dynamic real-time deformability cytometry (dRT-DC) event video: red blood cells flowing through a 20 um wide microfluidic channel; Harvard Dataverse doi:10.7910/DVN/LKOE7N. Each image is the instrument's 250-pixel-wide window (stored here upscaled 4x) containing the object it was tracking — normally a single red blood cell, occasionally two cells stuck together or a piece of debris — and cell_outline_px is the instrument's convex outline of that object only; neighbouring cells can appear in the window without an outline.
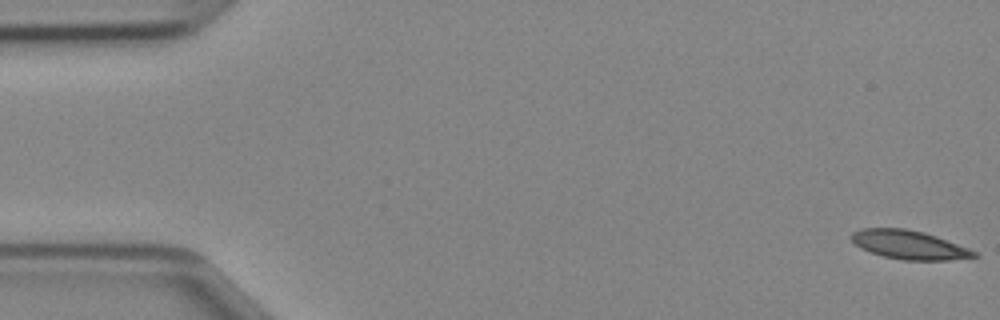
{"species": "Egyptian fruit bat (a non-hibernating species)", "species_latin": "Rousettus aegyptiacus", "temperature_condition": "cold", "stored_images_in_passage": 47, "camera_frame_rate_fps": 3000, "um_per_image_px": 0.085, "animal": {"sex": "female"}, "frame": {"image": 1, "passage_image": 1, "time_ms": 0.0, "image_size_px": [1000, 320], "cell_outline_px": [[980, 256], [948, 260], [904, 260], [884, 256], [860, 248], [852, 240], [852, 232], [860, 228], [904, 228], [924, 232], [936, 236], [968, 248], [976, 252]], "centroid_in_image_um": [77.27, 20.8], "position_along_channel_um": 7.7, "area_um2": 20.35}}
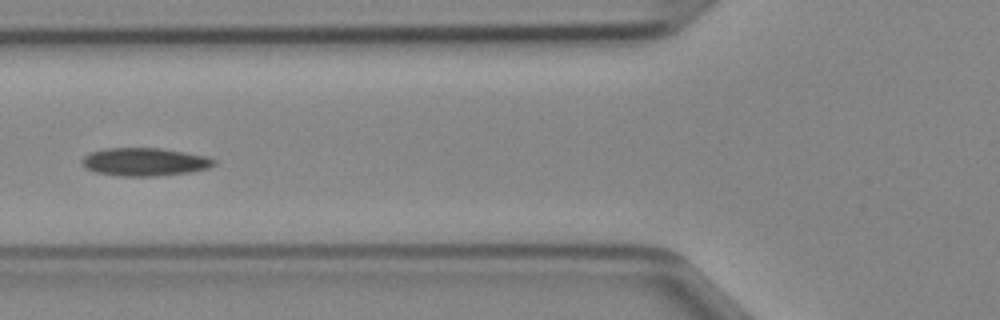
{"frame": {"image": 2, "passage_image": 18, "time_ms": 5.667, "image_size_px": [1000, 320], "cell_outline_px": [[216, 164], [208, 168], [192, 172], [156, 176], [120, 176], [96, 172], [88, 168], [80, 160], [88, 152], [108, 148], [160, 148], [208, 156], [216, 160]], "centroid_in_image_um": [12.33, 13.75], "position_along_channel_um": 113.5, "area_um2": 21.62}}
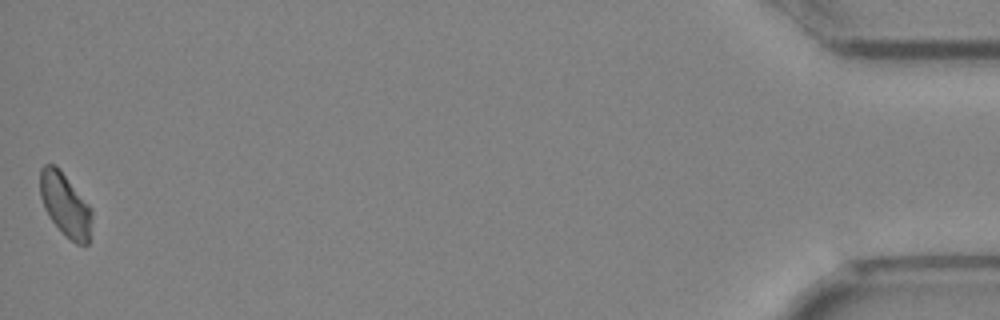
{"frame": {"image": 3, "passage_image": 47, "time_ms": 15.333, "image_size_px": [1000, 320], "cell_outline_px": [[92, 216], [88, 244], [76, 244], [52, 220], [44, 208], [40, 196], [40, 168], [44, 164], [56, 164], [60, 168], [92, 208]], "centroid_in_image_um": [5.54, 17.34], "position_along_channel_um": 429.7, "area_um2": 18.96}}